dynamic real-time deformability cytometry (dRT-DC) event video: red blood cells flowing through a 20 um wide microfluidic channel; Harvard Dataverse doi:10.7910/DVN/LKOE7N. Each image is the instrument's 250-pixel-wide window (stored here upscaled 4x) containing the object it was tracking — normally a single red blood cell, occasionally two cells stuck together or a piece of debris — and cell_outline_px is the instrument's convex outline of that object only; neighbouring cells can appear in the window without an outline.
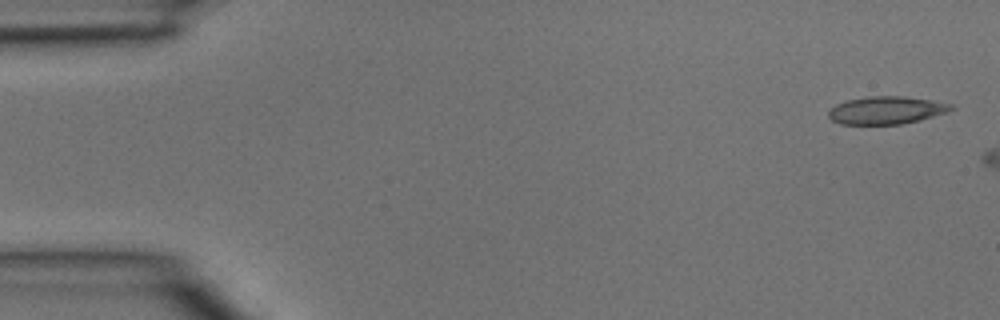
{"species": "common noctule bat (a hibernating species)", "species_latin": "Nyctalus noctula", "temperature_condition": "room temperature", "stored_images_in_passage": 6, "camera_frame_rate_fps": 3000, "um_per_image_px": 0.085, "animal": {"sex": "male", "body_mass_g": 15.6}, "frame": {"image": 1, "passage_image": 6, "time_ms": 1.667, "image_size_px": [1000, 320], "cell_outline_px": [[956, 108], [948, 112], [920, 120], [900, 124], [840, 124], [832, 120], [828, 116], [828, 112], [836, 104], [848, 100], [868, 96], [900, 96], [928, 100], [952, 104]], "centroid_in_image_um": [75.34, 9.37], "position_along_channel_um": 9.7, "area_um2": 19.65}}